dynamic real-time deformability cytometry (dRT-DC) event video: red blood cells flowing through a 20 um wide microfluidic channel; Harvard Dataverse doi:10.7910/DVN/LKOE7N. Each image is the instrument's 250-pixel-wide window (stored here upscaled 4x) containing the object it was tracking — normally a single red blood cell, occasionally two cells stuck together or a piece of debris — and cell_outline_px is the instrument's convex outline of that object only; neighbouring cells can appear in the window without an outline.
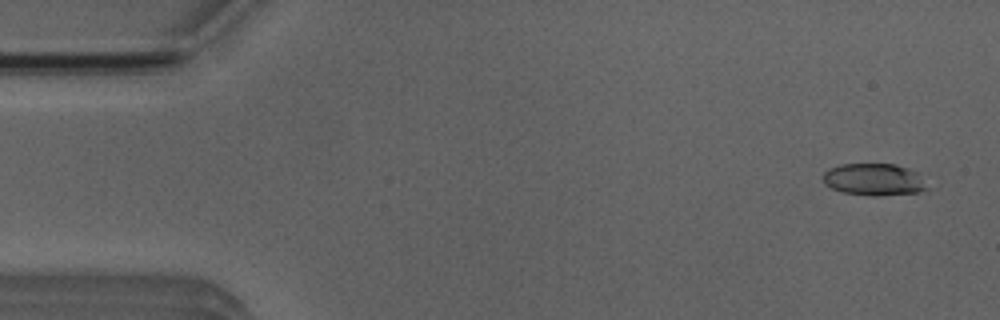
{"species": "Egyptian fruit bat (a non-hibernating species)", "species_latin": "Rousettus aegyptiacus", "temperature_condition": "room temperature", "stored_images_in_passage": 50, "camera_frame_rate_fps": 3000, "um_per_image_px": 0.085, "animal": {"sex": "male"}, "frame": {"image": 1, "passage_image": 1, "time_ms": 0.0, "image_size_px": [1000, 320], "cell_outline_px": [[932, 188], [920, 192], [880, 196], [872, 196], [844, 192], [832, 188], [824, 184], [820, 180], [824, 172], [828, 168], [840, 164], [896, 164], [908, 168], [916, 172]], "centroid_in_image_um": [74.29, 15.26], "position_along_channel_um": 10.7, "area_um2": 19.83}}
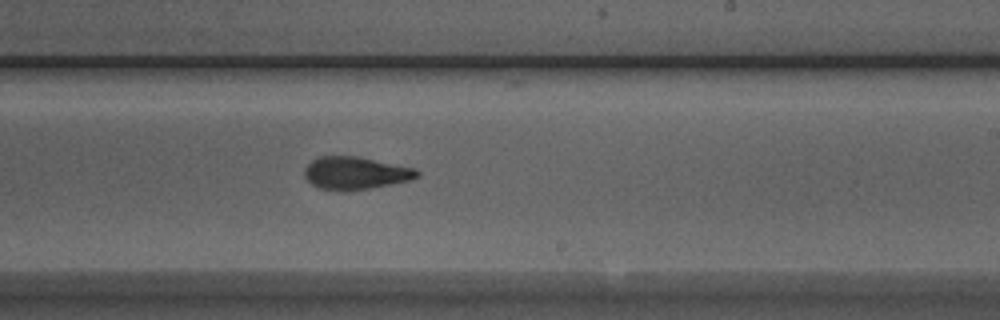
{"frame": {"image": 2, "passage_image": 29, "time_ms": 9.333, "image_size_px": [1000, 320], "cell_outline_px": [[420, 176], [408, 180], [392, 184], [348, 192], [320, 188], [312, 184], [304, 176], [304, 168], [312, 160], [320, 156], [360, 156], [416, 168], [420, 172]], "centroid_in_image_um": [30.23, 14.71], "position_along_channel_um": 258.8, "area_um2": 21.68}}
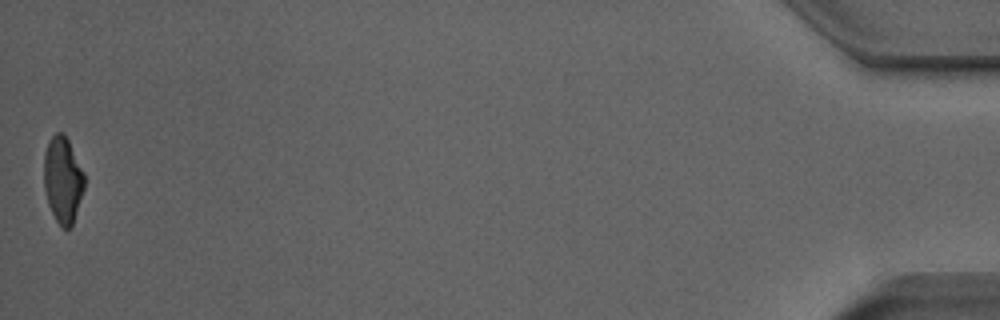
{"frame": {"image": 3, "passage_image": 50, "time_ms": 16.333, "image_size_px": [1000, 320], "cell_outline_px": [[84, 188], [72, 224], [68, 228], [64, 228], [56, 220], [48, 204], [44, 188], [44, 152], [48, 140], [56, 132], [64, 132], [84, 172]], "centroid_in_image_um": [5.32, 15.23], "position_along_channel_um": 429.9, "area_um2": 20.17}, "authors_computed_cell_mechanics": {"area_um2": 21.2704, "velocity_mm_per_s": 3.9371, "shape_relaxation_time_tau1_ms": 6.9092, "shape_relaxation_time_tau2_ms": 2.0931, "deformation_change_tau1": 0.2099, "deformation_change_tau2": 0.1039}}